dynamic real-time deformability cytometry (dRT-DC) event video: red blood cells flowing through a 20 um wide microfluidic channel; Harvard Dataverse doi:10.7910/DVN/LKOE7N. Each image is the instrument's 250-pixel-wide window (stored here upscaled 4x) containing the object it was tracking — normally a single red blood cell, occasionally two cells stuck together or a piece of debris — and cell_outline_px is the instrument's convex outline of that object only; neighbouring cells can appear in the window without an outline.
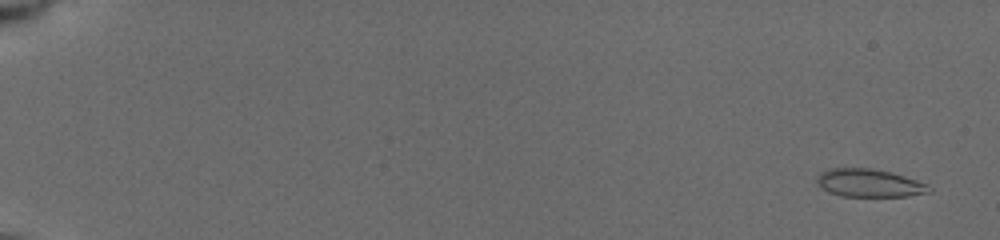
{"species": "common noctule bat (a hibernating species)", "species_latin": "Nyctalus noctula", "temperature_condition": "cold", "stored_images_in_passage": 21, "camera_frame_rate_fps": 3000, "um_per_image_px": 0.085, "animal": {"sex": "female", "body_mass_g": 19.5, "forearm_length_mm": 54.1}, "frame": {"image": 1, "passage_image": 3, "time_ms": 0.667, "image_size_px": [1000, 240], "cell_outline_px": [[932, 192], [908, 196], [840, 196], [828, 192], [816, 180], [820, 172], [832, 168], [868, 168], [888, 172], [904, 176], [928, 184], [932, 188]], "centroid_in_image_um": [73.92, 15.57], "position_along_channel_um": 11.1, "area_um2": 18.09}}
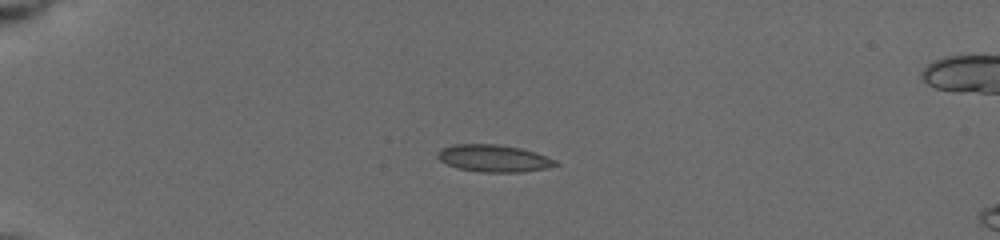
{"frame": {"image": 2, "passage_image": 16, "time_ms": 5.0, "image_size_px": [1000, 240], "cell_outline_px": [[560, 164], [548, 168], [520, 172], [484, 172], [460, 168], [448, 164], [440, 160], [436, 156], [436, 152], [440, 148], [452, 144], [496, 144], [520, 148], [536, 152], [556, 160]], "centroid_in_image_um": [41.97, 13.44], "position_along_channel_um": 43.0, "area_um2": 18.67}}